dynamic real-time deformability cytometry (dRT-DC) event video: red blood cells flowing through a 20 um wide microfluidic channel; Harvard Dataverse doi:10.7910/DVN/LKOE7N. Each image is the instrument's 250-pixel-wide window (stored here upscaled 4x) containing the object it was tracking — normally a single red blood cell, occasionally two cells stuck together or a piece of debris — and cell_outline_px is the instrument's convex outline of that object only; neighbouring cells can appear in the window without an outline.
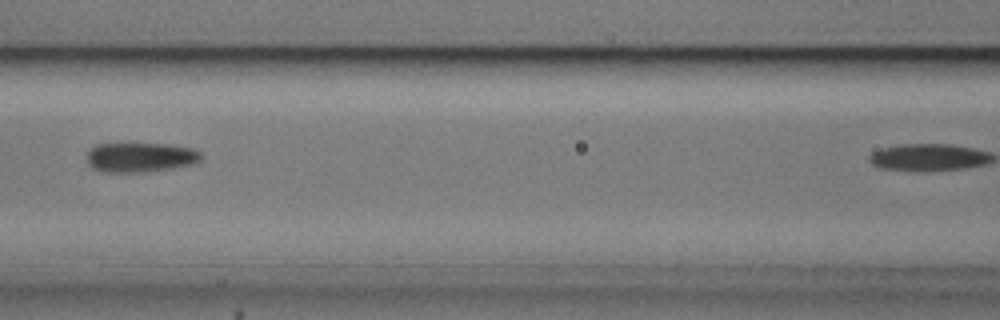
{"species": "common noctule bat (a hibernating species)", "species_latin": "Nyctalus noctula", "temperature_condition": "cold", "stored_images_in_passage": 7, "segment_of_instrument_passage": [1, 2], "camera_frame_rate_fps": 3000, "um_per_image_px": 0.085, "animal": {"sex": "male", "body_mass_g": 20.5, "forearm_length_mm": 52.5}, "frame": {"image": 1, "passage_image": 6, "time_ms": 5.667, "image_size_px": [1000, 320], "cell_outline_px": [[200, 160], [192, 164], [172, 168], [144, 172], [104, 172], [92, 168], [88, 164], [88, 152], [96, 144], [168, 144], [192, 148], [200, 152]], "centroid_in_image_um": [11.92, 13.37], "position_along_channel_um": 154.7, "area_um2": 19.54}}